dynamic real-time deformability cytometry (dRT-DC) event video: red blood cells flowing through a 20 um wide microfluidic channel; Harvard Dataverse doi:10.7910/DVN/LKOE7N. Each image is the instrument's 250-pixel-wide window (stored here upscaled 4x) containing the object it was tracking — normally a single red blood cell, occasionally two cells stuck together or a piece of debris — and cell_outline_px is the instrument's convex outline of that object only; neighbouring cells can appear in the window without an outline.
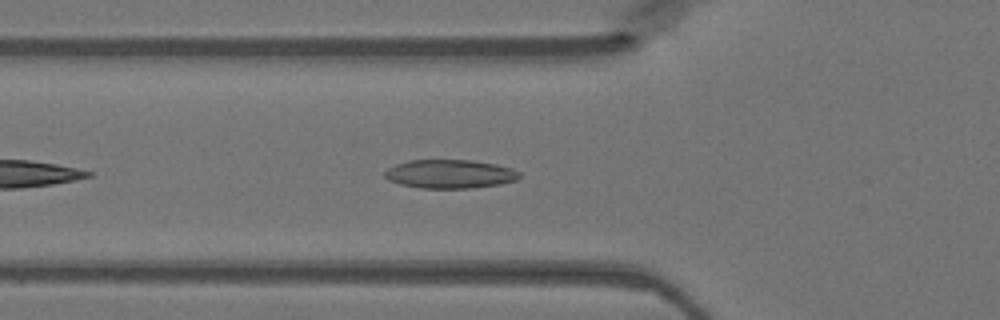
{"species": "Egyptian fruit bat (a non-hibernating species)", "species_latin": "Rousettus aegyptiacus", "temperature_condition": "warm", "stored_images_in_passage": 8, "camera_frame_rate_fps": 3000, "um_per_image_px": 0.085, "animal": {"sex": "female"}, "frame": {"image": 1, "passage_image": 5, "time_ms": 1.333, "image_size_px": [1000, 320], "cell_outline_px": [[520, 176], [516, 180], [500, 184], [472, 188], [420, 188], [400, 184], [388, 180], [384, 176], [384, 172], [388, 168], [396, 164], [408, 160], [472, 160], [496, 164], [512, 168], [520, 172]], "centroid_in_image_um": [38.24, 14.78], "position_along_channel_um": 87.6, "area_um2": 22.6}}